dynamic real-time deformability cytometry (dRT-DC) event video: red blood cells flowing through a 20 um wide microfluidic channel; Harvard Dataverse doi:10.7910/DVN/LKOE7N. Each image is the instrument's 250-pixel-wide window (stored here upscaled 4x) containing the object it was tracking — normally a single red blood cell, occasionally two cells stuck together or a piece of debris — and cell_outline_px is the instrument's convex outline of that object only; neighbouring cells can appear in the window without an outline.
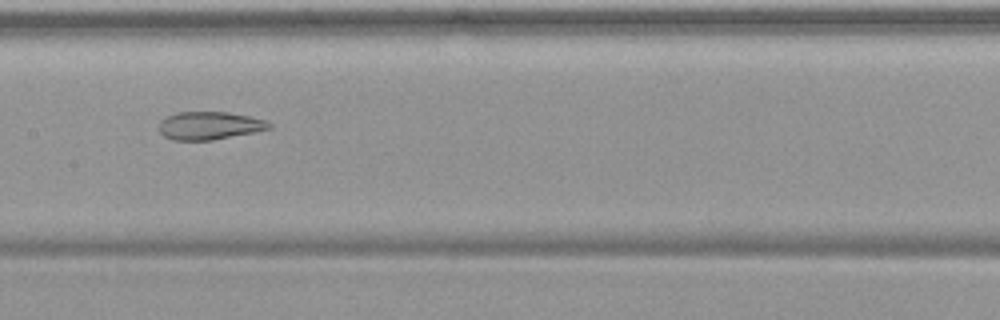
{"species": "common noctule bat (a hibernating species)", "species_latin": "Nyctalus noctula", "temperature_condition": "warm", "stored_images_in_passage": 54, "camera_frame_rate_fps": 3000, "um_per_image_px": 0.085, "animal": {"sex": "female", "body_mass_g": 19.9}, "frame": {"image": 1, "passage_image": 28, "time_ms": 9.0, "image_size_px": [1000, 320], "cell_outline_px": [[272, 128], [256, 132], [212, 140], [172, 140], [164, 136], [160, 132], [160, 120], [168, 116], [180, 112], [228, 112], [268, 120], [272, 124]], "centroid_in_image_um": [17.85, 10.68], "position_along_channel_um": 189.5, "area_um2": 17.98}}
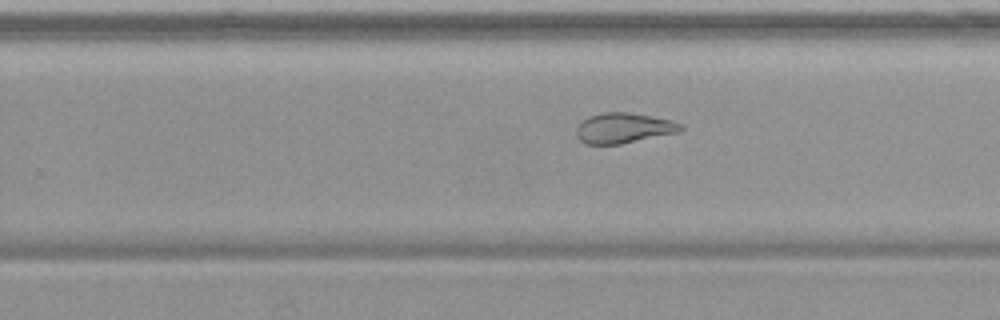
{"frame": {"image": 2, "passage_image": 35, "time_ms": 11.333, "image_size_px": [1000, 320], "cell_outline_px": [[684, 128], [680, 132], [620, 144], [584, 144], [576, 136], [576, 128], [588, 116], [604, 112], [628, 112], [652, 116], [668, 120], [680, 124]], "centroid_in_image_um": [52.98, 10.89], "position_along_channel_um": 276.8, "area_um2": 18.32}}
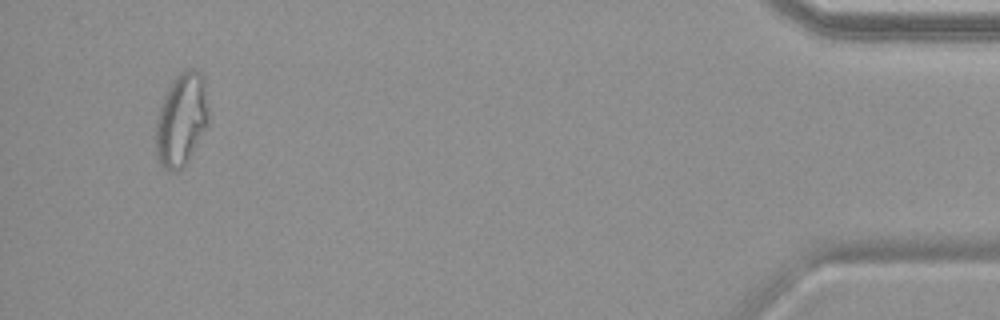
{"frame": {"image": 3, "passage_image": 52, "time_ms": 17.0, "image_size_px": [1000, 320], "cell_outline_px": [[208, 124], [192, 152], [184, 164], [180, 168], [172, 172], [168, 172], [160, 168], [156, 156], [156, 120], [160, 104], [172, 80], [184, 68], [196, 68], [204, 76], [208, 104]], "centroid_in_image_um": [15.41, 10.13], "position_along_channel_um": 419.8, "area_um2": 28.9}, "authors_computed_cell_mechanics": {"area_um2": 25.2586, "velocity_mm_per_s": 3.767, "shape_relaxation_time_tau1_ms": null, "shape_relaxation_time_tau2_ms": 1.8317, "deformation_change_tau1": null, "deformation_change_tau2": 0.0965}}